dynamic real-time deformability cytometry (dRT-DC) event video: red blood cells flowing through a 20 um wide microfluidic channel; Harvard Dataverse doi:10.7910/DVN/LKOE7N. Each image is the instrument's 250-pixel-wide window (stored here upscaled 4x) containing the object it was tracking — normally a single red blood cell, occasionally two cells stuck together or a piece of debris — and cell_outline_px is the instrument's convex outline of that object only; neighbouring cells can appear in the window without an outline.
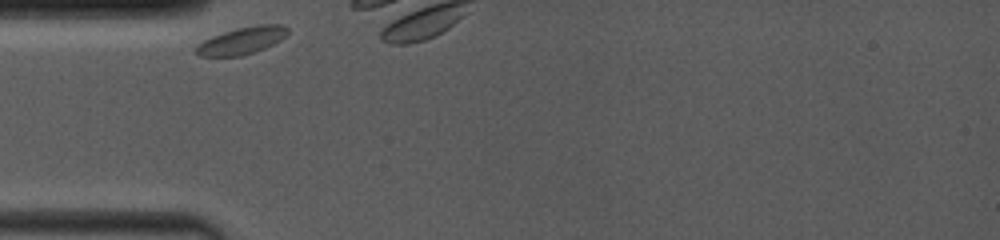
{"species": "common noctule bat (a hibernating species)", "species_latin": "Nyctalus noctula", "temperature_condition": "room temperature", "stored_images_in_passage": 6, "camera_frame_rate_fps": 4000, "um_per_image_px": 0.085, "animal": {"sex": "female", "body_mass_g": 19.0, "forearm_length_mm": 53.3}, "frame": {"image": 1, "passage_image": 1, "time_ms": 0.0, "image_size_px": [1000, 240], "cell_outline_px": [[288, 32], [280, 40], [264, 48], [240, 56], [200, 56], [196, 52], [196, 44], [212, 36], [224, 32], [240, 28], [260, 24], [280, 24], [288, 28]], "centroid_in_image_um": [20.54, 3.45], "position_along_channel_um": 64.5, "area_um2": 14.16}}